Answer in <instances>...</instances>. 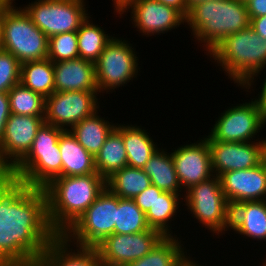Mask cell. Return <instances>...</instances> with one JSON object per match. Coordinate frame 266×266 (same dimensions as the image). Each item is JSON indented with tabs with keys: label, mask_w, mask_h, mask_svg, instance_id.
Masks as SVG:
<instances>
[{
	"label": "cell",
	"mask_w": 266,
	"mask_h": 266,
	"mask_svg": "<svg viewBox=\"0 0 266 266\" xmlns=\"http://www.w3.org/2000/svg\"><path fill=\"white\" fill-rule=\"evenodd\" d=\"M57 236L44 189L9 179L0 188V266H36Z\"/></svg>",
	"instance_id": "6da1fadb"
},
{
	"label": "cell",
	"mask_w": 266,
	"mask_h": 266,
	"mask_svg": "<svg viewBox=\"0 0 266 266\" xmlns=\"http://www.w3.org/2000/svg\"><path fill=\"white\" fill-rule=\"evenodd\" d=\"M207 56L236 86L252 93L257 76L266 67V39L249 27L226 36Z\"/></svg>",
	"instance_id": "7a4b0ae2"
},
{
	"label": "cell",
	"mask_w": 266,
	"mask_h": 266,
	"mask_svg": "<svg viewBox=\"0 0 266 266\" xmlns=\"http://www.w3.org/2000/svg\"><path fill=\"white\" fill-rule=\"evenodd\" d=\"M106 180L98 173L58 176L43 189L47 195L51 227L62 235L105 189Z\"/></svg>",
	"instance_id": "3957f363"
},
{
	"label": "cell",
	"mask_w": 266,
	"mask_h": 266,
	"mask_svg": "<svg viewBox=\"0 0 266 266\" xmlns=\"http://www.w3.org/2000/svg\"><path fill=\"white\" fill-rule=\"evenodd\" d=\"M246 3L209 0L193 7L186 16L187 29L206 55L226 36L250 27Z\"/></svg>",
	"instance_id": "277c9868"
},
{
	"label": "cell",
	"mask_w": 266,
	"mask_h": 266,
	"mask_svg": "<svg viewBox=\"0 0 266 266\" xmlns=\"http://www.w3.org/2000/svg\"><path fill=\"white\" fill-rule=\"evenodd\" d=\"M13 1L0 22L2 49L12 53L19 62L47 58L48 37L32 22L31 17Z\"/></svg>",
	"instance_id": "5b68a950"
},
{
	"label": "cell",
	"mask_w": 266,
	"mask_h": 266,
	"mask_svg": "<svg viewBox=\"0 0 266 266\" xmlns=\"http://www.w3.org/2000/svg\"><path fill=\"white\" fill-rule=\"evenodd\" d=\"M183 204L192 218L219 238L230 231L231 206L216 175L185 191ZM226 231V232H225Z\"/></svg>",
	"instance_id": "8992f818"
},
{
	"label": "cell",
	"mask_w": 266,
	"mask_h": 266,
	"mask_svg": "<svg viewBox=\"0 0 266 266\" xmlns=\"http://www.w3.org/2000/svg\"><path fill=\"white\" fill-rule=\"evenodd\" d=\"M129 40L114 37L95 63L96 82L100 98L103 93L110 94L119 87L126 86L137 78L140 67L136 49ZM133 47V48H132ZM102 93V94H101Z\"/></svg>",
	"instance_id": "52a82bcc"
},
{
	"label": "cell",
	"mask_w": 266,
	"mask_h": 266,
	"mask_svg": "<svg viewBox=\"0 0 266 266\" xmlns=\"http://www.w3.org/2000/svg\"><path fill=\"white\" fill-rule=\"evenodd\" d=\"M118 196L107 187L94 203L62 234L71 243L95 247L114 233Z\"/></svg>",
	"instance_id": "ba28073f"
},
{
	"label": "cell",
	"mask_w": 266,
	"mask_h": 266,
	"mask_svg": "<svg viewBox=\"0 0 266 266\" xmlns=\"http://www.w3.org/2000/svg\"><path fill=\"white\" fill-rule=\"evenodd\" d=\"M253 97L249 102L236 103L221 112L208 135L222 142L262 141L258 133L266 127V110Z\"/></svg>",
	"instance_id": "9c48e42d"
},
{
	"label": "cell",
	"mask_w": 266,
	"mask_h": 266,
	"mask_svg": "<svg viewBox=\"0 0 266 266\" xmlns=\"http://www.w3.org/2000/svg\"><path fill=\"white\" fill-rule=\"evenodd\" d=\"M85 0H35L22 8L32 22L48 37L77 31L87 18Z\"/></svg>",
	"instance_id": "30bf717a"
},
{
	"label": "cell",
	"mask_w": 266,
	"mask_h": 266,
	"mask_svg": "<svg viewBox=\"0 0 266 266\" xmlns=\"http://www.w3.org/2000/svg\"><path fill=\"white\" fill-rule=\"evenodd\" d=\"M99 95L98 91H55L45 98L44 122L70 130L100 108Z\"/></svg>",
	"instance_id": "8fae6325"
},
{
	"label": "cell",
	"mask_w": 266,
	"mask_h": 266,
	"mask_svg": "<svg viewBox=\"0 0 266 266\" xmlns=\"http://www.w3.org/2000/svg\"><path fill=\"white\" fill-rule=\"evenodd\" d=\"M164 235L156 229L134 234H112L95 248L101 266H126L148 254Z\"/></svg>",
	"instance_id": "7c38bea8"
},
{
	"label": "cell",
	"mask_w": 266,
	"mask_h": 266,
	"mask_svg": "<svg viewBox=\"0 0 266 266\" xmlns=\"http://www.w3.org/2000/svg\"><path fill=\"white\" fill-rule=\"evenodd\" d=\"M128 11L131 14L132 27L146 37L160 36L161 33L175 30L186 23V17L179 10L156 0H130L119 11V18L127 16Z\"/></svg>",
	"instance_id": "4fadbf2b"
},
{
	"label": "cell",
	"mask_w": 266,
	"mask_h": 266,
	"mask_svg": "<svg viewBox=\"0 0 266 266\" xmlns=\"http://www.w3.org/2000/svg\"><path fill=\"white\" fill-rule=\"evenodd\" d=\"M210 147L212 171L220 176L224 172L251 169L263 161V142H222L204 137Z\"/></svg>",
	"instance_id": "5bb4252c"
},
{
	"label": "cell",
	"mask_w": 266,
	"mask_h": 266,
	"mask_svg": "<svg viewBox=\"0 0 266 266\" xmlns=\"http://www.w3.org/2000/svg\"><path fill=\"white\" fill-rule=\"evenodd\" d=\"M171 151L178 180L184 192L214 176L210 147L205 138L181 145Z\"/></svg>",
	"instance_id": "9a60e30c"
},
{
	"label": "cell",
	"mask_w": 266,
	"mask_h": 266,
	"mask_svg": "<svg viewBox=\"0 0 266 266\" xmlns=\"http://www.w3.org/2000/svg\"><path fill=\"white\" fill-rule=\"evenodd\" d=\"M44 117L11 113L0 140V160L11 170L30 150Z\"/></svg>",
	"instance_id": "2e32d148"
},
{
	"label": "cell",
	"mask_w": 266,
	"mask_h": 266,
	"mask_svg": "<svg viewBox=\"0 0 266 266\" xmlns=\"http://www.w3.org/2000/svg\"><path fill=\"white\" fill-rule=\"evenodd\" d=\"M225 197L232 207L243 201L266 200V164L233 170L219 176Z\"/></svg>",
	"instance_id": "e0dca14e"
},
{
	"label": "cell",
	"mask_w": 266,
	"mask_h": 266,
	"mask_svg": "<svg viewBox=\"0 0 266 266\" xmlns=\"http://www.w3.org/2000/svg\"><path fill=\"white\" fill-rule=\"evenodd\" d=\"M72 246V247H71ZM98 251L95 247L71 243L58 235L46 248L36 266H99Z\"/></svg>",
	"instance_id": "ac0fdd59"
},
{
	"label": "cell",
	"mask_w": 266,
	"mask_h": 266,
	"mask_svg": "<svg viewBox=\"0 0 266 266\" xmlns=\"http://www.w3.org/2000/svg\"><path fill=\"white\" fill-rule=\"evenodd\" d=\"M56 92L98 91L95 64L81 58L53 63Z\"/></svg>",
	"instance_id": "d6986e66"
},
{
	"label": "cell",
	"mask_w": 266,
	"mask_h": 266,
	"mask_svg": "<svg viewBox=\"0 0 266 266\" xmlns=\"http://www.w3.org/2000/svg\"><path fill=\"white\" fill-rule=\"evenodd\" d=\"M231 231L266 242V200L243 201L231 207ZM244 235V236H243Z\"/></svg>",
	"instance_id": "ffe728a7"
},
{
	"label": "cell",
	"mask_w": 266,
	"mask_h": 266,
	"mask_svg": "<svg viewBox=\"0 0 266 266\" xmlns=\"http://www.w3.org/2000/svg\"><path fill=\"white\" fill-rule=\"evenodd\" d=\"M62 160V176H81L97 173L95 158L83 148L69 130L59 138Z\"/></svg>",
	"instance_id": "44dd1931"
},
{
	"label": "cell",
	"mask_w": 266,
	"mask_h": 266,
	"mask_svg": "<svg viewBox=\"0 0 266 266\" xmlns=\"http://www.w3.org/2000/svg\"><path fill=\"white\" fill-rule=\"evenodd\" d=\"M163 147L150 157L149 161L143 167L144 172L150 178L152 185L161 189L163 192H170L184 197V190L180 185L175 170L171 152Z\"/></svg>",
	"instance_id": "7402d4cb"
},
{
	"label": "cell",
	"mask_w": 266,
	"mask_h": 266,
	"mask_svg": "<svg viewBox=\"0 0 266 266\" xmlns=\"http://www.w3.org/2000/svg\"><path fill=\"white\" fill-rule=\"evenodd\" d=\"M94 158L96 171L105 180L128 165L123 141V124L117 122Z\"/></svg>",
	"instance_id": "603a6c76"
},
{
	"label": "cell",
	"mask_w": 266,
	"mask_h": 266,
	"mask_svg": "<svg viewBox=\"0 0 266 266\" xmlns=\"http://www.w3.org/2000/svg\"><path fill=\"white\" fill-rule=\"evenodd\" d=\"M98 111L100 112V108L69 130L79 144L94 157L117 125L113 121H108L106 117H101Z\"/></svg>",
	"instance_id": "cb8c5ba5"
},
{
	"label": "cell",
	"mask_w": 266,
	"mask_h": 266,
	"mask_svg": "<svg viewBox=\"0 0 266 266\" xmlns=\"http://www.w3.org/2000/svg\"><path fill=\"white\" fill-rule=\"evenodd\" d=\"M64 131L44 122L28 153L10 170V178L17 181L40 158V153L60 152L58 141Z\"/></svg>",
	"instance_id": "d4e9b609"
},
{
	"label": "cell",
	"mask_w": 266,
	"mask_h": 266,
	"mask_svg": "<svg viewBox=\"0 0 266 266\" xmlns=\"http://www.w3.org/2000/svg\"><path fill=\"white\" fill-rule=\"evenodd\" d=\"M142 125L123 124V141L127 153L128 166L142 168L159 148Z\"/></svg>",
	"instance_id": "484cf974"
},
{
	"label": "cell",
	"mask_w": 266,
	"mask_h": 266,
	"mask_svg": "<svg viewBox=\"0 0 266 266\" xmlns=\"http://www.w3.org/2000/svg\"><path fill=\"white\" fill-rule=\"evenodd\" d=\"M182 242L178 236H164L148 254L126 266H181L191 255Z\"/></svg>",
	"instance_id": "4316f807"
},
{
	"label": "cell",
	"mask_w": 266,
	"mask_h": 266,
	"mask_svg": "<svg viewBox=\"0 0 266 266\" xmlns=\"http://www.w3.org/2000/svg\"><path fill=\"white\" fill-rule=\"evenodd\" d=\"M181 204H184L183 198L178 194L170 192L156 194L153 206L145 214L148 226L158 230L164 236H177L172 232L173 224L171 222L175 220V217L180 212L179 207Z\"/></svg>",
	"instance_id": "83f0119b"
},
{
	"label": "cell",
	"mask_w": 266,
	"mask_h": 266,
	"mask_svg": "<svg viewBox=\"0 0 266 266\" xmlns=\"http://www.w3.org/2000/svg\"><path fill=\"white\" fill-rule=\"evenodd\" d=\"M91 16L89 13L76 33L79 58L95 64L113 36L107 34L102 26L93 23Z\"/></svg>",
	"instance_id": "f1b7e54d"
},
{
	"label": "cell",
	"mask_w": 266,
	"mask_h": 266,
	"mask_svg": "<svg viewBox=\"0 0 266 266\" xmlns=\"http://www.w3.org/2000/svg\"><path fill=\"white\" fill-rule=\"evenodd\" d=\"M142 168L126 166L106 179V187L119 198L134 199L151 185Z\"/></svg>",
	"instance_id": "f546056e"
},
{
	"label": "cell",
	"mask_w": 266,
	"mask_h": 266,
	"mask_svg": "<svg viewBox=\"0 0 266 266\" xmlns=\"http://www.w3.org/2000/svg\"><path fill=\"white\" fill-rule=\"evenodd\" d=\"M20 82L44 98L55 92L53 62L48 58L21 64Z\"/></svg>",
	"instance_id": "4dcf8cb0"
},
{
	"label": "cell",
	"mask_w": 266,
	"mask_h": 266,
	"mask_svg": "<svg viewBox=\"0 0 266 266\" xmlns=\"http://www.w3.org/2000/svg\"><path fill=\"white\" fill-rule=\"evenodd\" d=\"M60 152L40 153V158L17 180L29 187L44 188L62 176Z\"/></svg>",
	"instance_id": "1f68e13d"
},
{
	"label": "cell",
	"mask_w": 266,
	"mask_h": 266,
	"mask_svg": "<svg viewBox=\"0 0 266 266\" xmlns=\"http://www.w3.org/2000/svg\"><path fill=\"white\" fill-rule=\"evenodd\" d=\"M8 97L11 113L23 116H45V98L21 82L8 91Z\"/></svg>",
	"instance_id": "d6a6232c"
},
{
	"label": "cell",
	"mask_w": 266,
	"mask_h": 266,
	"mask_svg": "<svg viewBox=\"0 0 266 266\" xmlns=\"http://www.w3.org/2000/svg\"><path fill=\"white\" fill-rule=\"evenodd\" d=\"M149 229L145 213L136 205L134 199L118 197L114 234H134Z\"/></svg>",
	"instance_id": "836d02e7"
},
{
	"label": "cell",
	"mask_w": 266,
	"mask_h": 266,
	"mask_svg": "<svg viewBox=\"0 0 266 266\" xmlns=\"http://www.w3.org/2000/svg\"><path fill=\"white\" fill-rule=\"evenodd\" d=\"M47 58L53 63L79 58L76 31L60 33L48 38Z\"/></svg>",
	"instance_id": "e575fe53"
},
{
	"label": "cell",
	"mask_w": 266,
	"mask_h": 266,
	"mask_svg": "<svg viewBox=\"0 0 266 266\" xmlns=\"http://www.w3.org/2000/svg\"><path fill=\"white\" fill-rule=\"evenodd\" d=\"M21 63L10 52L0 51V92L8 91L20 82Z\"/></svg>",
	"instance_id": "d590c367"
},
{
	"label": "cell",
	"mask_w": 266,
	"mask_h": 266,
	"mask_svg": "<svg viewBox=\"0 0 266 266\" xmlns=\"http://www.w3.org/2000/svg\"><path fill=\"white\" fill-rule=\"evenodd\" d=\"M162 192L163 191L161 189L151 184L148 188L139 193L134 198V201L136 202V205L146 214L153 206L156 194H161Z\"/></svg>",
	"instance_id": "8d00e7d4"
},
{
	"label": "cell",
	"mask_w": 266,
	"mask_h": 266,
	"mask_svg": "<svg viewBox=\"0 0 266 266\" xmlns=\"http://www.w3.org/2000/svg\"><path fill=\"white\" fill-rule=\"evenodd\" d=\"M11 115L8 93L0 92V140L3 137L6 122Z\"/></svg>",
	"instance_id": "74e56055"
},
{
	"label": "cell",
	"mask_w": 266,
	"mask_h": 266,
	"mask_svg": "<svg viewBox=\"0 0 266 266\" xmlns=\"http://www.w3.org/2000/svg\"><path fill=\"white\" fill-rule=\"evenodd\" d=\"M246 6L250 19L266 15V0H249Z\"/></svg>",
	"instance_id": "f35d334b"
},
{
	"label": "cell",
	"mask_w": 266,
	"mask_h": 266,
	"mask_svg": "<svg viewBox=\"0 0 266 266\" xmlns=\"http://www.w3.org/2000/svg\"><path fill=\"white\" fill-rule=\"evenodd\" d=\"M250 27L261 36L263 39H266V15L251 18Z\"/></svg>",
	"instance_id": "ab89813d"
},
{
	"label": "cell",
	"mask_w": 266,
	"mask_h": 266,
	"mask_svg": "<svg viewBox=\"0 0 266 266\" xmlns=\"http://www.w3.org/2000/svg\"><path fill=\"white\" fill-rule=\"evenodd\" d=\"M164 5L171 6L179 10L185 17L187 16L186 0H156Z\"/></svg>",
	"instance_id": "60d3db41"
},
{
	"label": "cell",
	"mask_w": 266,
	"mask_h": 266,
	"mask_svg": "<svg viewBox=\"0 0 266 266\" xmlns=\"http://www.w3.org/2000/svg\"><path fill=\"white\" fill-rule=\"evenodd\" d=\"M266 69V67H264ZM265 78L263 79L262 88L259 87V89H262L258 92L255 99L258 101V103L266 110V75L264 74ZM258 97V98H257Z\"/></svg>",
	"instance_id": "b9f144b4"
},
{
	"label": "cell",
	"mask_w": 266,
	"mask_h": 266,
	"mask_svg": "<svg viewBox=\"0 0 266 266\" xmlns=\"http://www.w3.org/2000/svg\"><path fill=\"white\" fill-rule=\"evenodd\" d=\"M10 170L0 160V188L9 180Z\"/></svg>",
	"instance_id": "7bdbcfd3"
},
{
	"label": "cell",
	"mask_w": 266,
	"mask_h": 266,
	"mask_svg": "<svg viewBox=\"0 0 266 266\" xmlns=\"http://www.w3.org/2000/svg\"><path fill=\"white\" fill-rule=\"evenodd\" d=\"M209 0H186L187 3V14L188 12L195 6L202 4L203 2H206Z\"/></svg>",
	"instance_id": "ee69618b"
},
{
	"label": "cell",
	"mask_w": 266,
	"mask_h": 266,
	"mask_svg": "<svg viewBox=\"0 0 266 266\" xmlns=\"http://www.w3.org/2000/svg\"><path fill=\"white\" fill-rule=\"evenodd\" d=\"M192 256L193 255H191V257H189L185 262H184V264H182L181 266H204V263H203V265L201 264L200 265V263H198V260L196 261L195 259V257L194 258H192ZM198 263V264H197Z\"/></svg>",
	"instance_id": "f6af8a7d"
},
{
	"label": "cell",
	"mask_w": 266,
	"mask_h": 266,
	"mask_svg": "<svg viewBox=\"0 0 266 266\" xmlns=\"http://www.w3.org/2000/svg\"><path fill=\"white\" fill-rule=\"evenodd\" d=\"M15 0H0V10H5Z\"/></svg>",
	"instance_id": "bcb514c9"
},
{
	"label": "cell",
	"mask_w": 266,
	"mask_h": 266,
	"mask_svg": "<svg viewBox=\"0 0 266 266\" xmlns=\"http://www.w3.org/2000/svg\"><path fill=\"white\" fill-rule=\"evenodd\" d=\"M263 142V158H264V163L266 164V137L262 139Z\"/></svg>",
	"instance_id": "7dc6e473"
},
{
	"label": "cell",
	"mask_w": 266,
	"mask_h": 266,
	"mask_svg": "<svg viewBox=\"0 0 266 266\" xmlns=\"http://www.w3.org/2000/svg\"><path fill=\"white\" fill-rule=\"evenodd\" d=\"M3 13H4V10H0V22H1V18H2Z\"/></svg>",
	"instance_id": "c3c4849f"
},
{
	"label": "cell",
	"mask_w": 266,
	"mask_h": 266,
	"mask_svg": "<svg viewBox=\"0 0 266 266\" xmlns=\"http://www.w3.org/2000/svg\"><path fill=\"white\" fill-rule=\"evenodd\" d=\"M265 261L262 262V265L260 266H266V258L264 259Z\"/></svg>",
	"instance_id": "681fc988"
},
{
	"label": "cell",
	"mask_w": 266,
	"mask_h": 266,
	"mask_svg": "<svg viewBox=\"0 0 266 266\" xmlns=\"http://www.w3.org/2000/svg\"><path fill=\"white\" fill-rule=\"evenodd\" d=\"M2 50V42H1V37H0V51Z\"/></svg>",
	"instance_id": "f907efd6"
},
{
	"label": "cell",
	"mask_w": 266,
	"mask_h": 266,
	"mask_svg": "<svg viewBox=\"0 0 266 266\" xmlns=\"http://www.w3.org/2000/svg\"><path fill=\"white\" fill-rule=\"evenodd\" d=\"M240 1L246 3V2H248L249 0H240Z\"/></svg>",
	"instance_id": "816d5d0a"
}]
</instances>
